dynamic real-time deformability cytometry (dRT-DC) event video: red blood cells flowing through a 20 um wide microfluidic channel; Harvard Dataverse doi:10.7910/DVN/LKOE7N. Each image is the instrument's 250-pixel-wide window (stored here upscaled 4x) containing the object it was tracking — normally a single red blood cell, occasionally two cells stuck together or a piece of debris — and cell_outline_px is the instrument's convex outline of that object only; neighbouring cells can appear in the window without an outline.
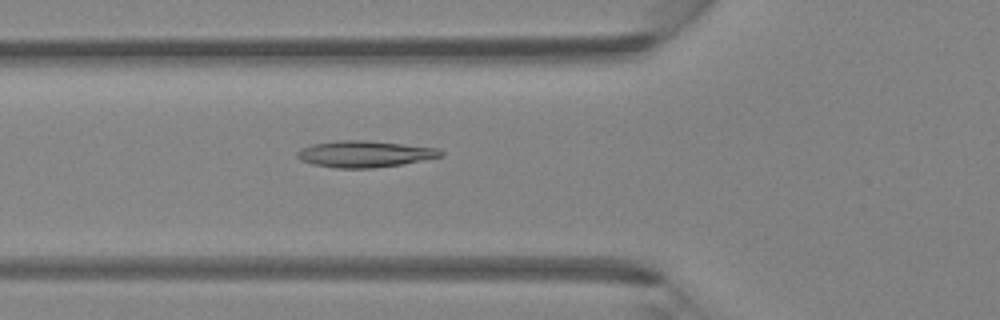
{"species": "Egyptian fruit bat (a non-hibernating species)", "species_latin": "Rousettus aegyptiacus", "temperature_condition": "room temperature", "stored_images_in_passage": 46, "camera_frame_rate_fps": 3000, "um_per_image_px": 0.085, "animal": {"sex": "female"}, "frame": {"image": 1, "passage_image": 17, "time_ms": 5.333, "image_size_px": [1000, 320], "cell_outline_px": [[444, 156], [404, 164], [372, 168], [336, 168], [312, 164], [300, 160], [296, 156], [296, 152], [300, 148], [312, 144], [336, 140], [364, 140], [440, 148], [444, 152]], "centroid_in_image_um": [31.0, 13.09], "position_along_channel_um": 94.8, "area_um2": 22.37}}
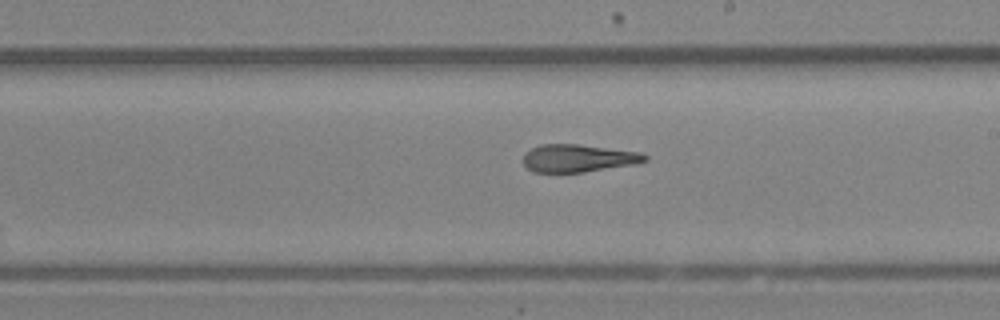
{"frame": {"image": 2, "passage_image": 27, "time_ms": 8.667, "image_size_px": [1000, 320], "cell_outline_px": [[648, 160], [636, 164], [584, 172], [532, 172], [524, 164], [524, 152], [540, 144], [576, 144], [640, 152], [648, 156]], "centroid_in_image_um": [49.15, 13.45], "position_along_channel_um": 239.9, "area_um2": 19.59}}
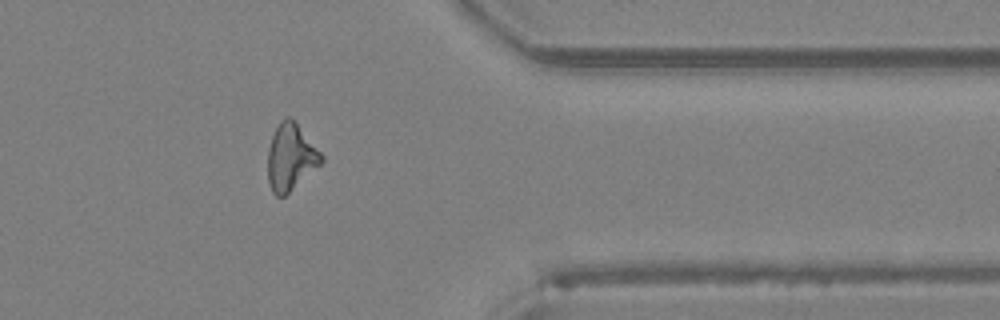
{"frame": {"image": 3, "passage_image": 38, "time_ms": 12.333, "image_size_px": [1000, 320], "cell_outline_px": [[324, 160], [320, 164], [284, 196], [276, 196], [272, 192], [268, 180], [268, 148], [272, 136], [280, 120], [284, 116], [288, 116], [296, 124], [324, 156]], "centroid_in_image_um": [24.68, 13.36], "position_along_channel_um": 386.7, "area_um2": 20.29}, "authors_computed_cell_mechanics": {"area_um2": 20.8369, "velocity_mm_per_s": 4.38, "shape_relaxation_time_tau1_ms": null, "shape_relaxation_time_tau2_ms": 3.2198, "deformation_change_tau1": null, "deformation_change_tau2": 0.123}}